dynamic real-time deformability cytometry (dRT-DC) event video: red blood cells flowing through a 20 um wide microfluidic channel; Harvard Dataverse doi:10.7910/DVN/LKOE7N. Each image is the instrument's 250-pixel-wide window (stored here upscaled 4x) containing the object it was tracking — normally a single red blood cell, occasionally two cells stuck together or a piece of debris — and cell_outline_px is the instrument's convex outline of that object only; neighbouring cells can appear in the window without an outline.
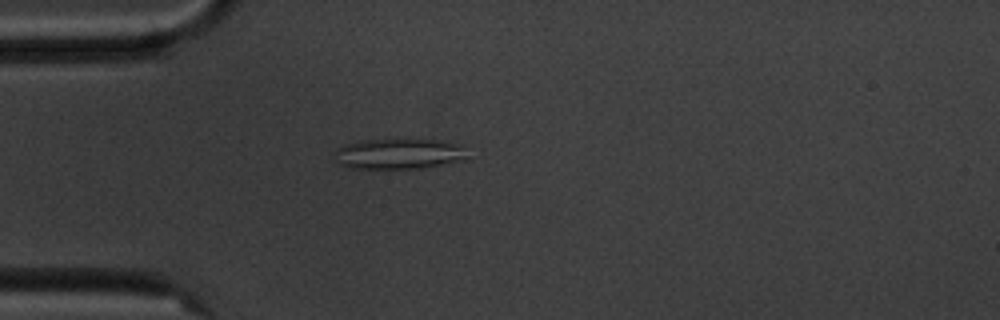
{"species": "common noctule bat (a hibernating species)", "species_latin": "Nyctalus noctula", "temperature_condition": "cold", "stored_images_in_passage": 1, "camera_frame_rate_fps": 3000, "um_per_image_px": 0.085, "animal": {"sex": "male", "body_mass_g": 20.1, "forearm_length_mm": 53.5}, "frame": {"image": 1, "passage_image": 1, "time_ms": 0.0, "image_size_px": [1000, 320], "cell_outline_px": [[468, 160], [420, 168], [348, 168], [340, 164], [336, 160], [336, 148], [344, 144], [360, 140], [436, 140], [464, 144], [468, 156]], "centroid_in_image_um": [33.96, 13.07], "position_along_channel_um": 51.0, "area_um2": 23.76}}